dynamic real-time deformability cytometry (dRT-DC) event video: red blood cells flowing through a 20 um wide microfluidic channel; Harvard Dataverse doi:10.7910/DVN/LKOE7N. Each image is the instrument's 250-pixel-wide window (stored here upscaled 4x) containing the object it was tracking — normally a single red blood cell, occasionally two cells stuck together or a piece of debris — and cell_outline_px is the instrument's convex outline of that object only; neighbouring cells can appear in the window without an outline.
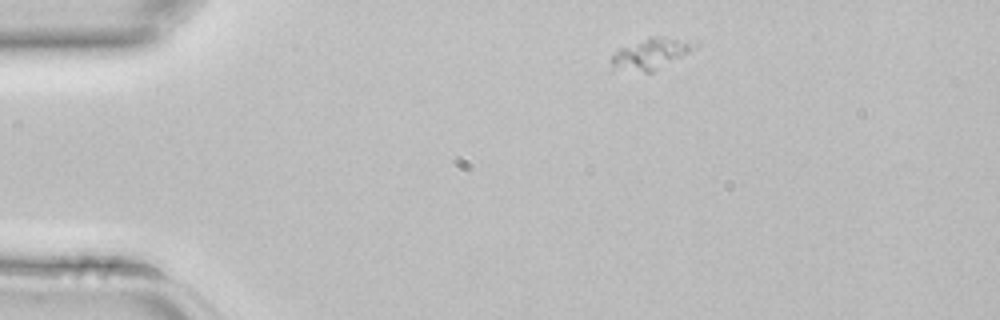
{"species": "common noctule bat (a hibernating species)", "species_latin": "Nyctalus noctula", "temperature_condition": "room temperature", "stored_images_in_passage": 2, "camera_frame_rate_fps": 3000, "um_per_image_px": 0.085, "animal": {"sex": "female", "body_mass_g": 22.7, "forearm_length_mm": 54.2}, "frame": {"image": 1, "passage_image": 1, "time_ms": 0.0, "image_size_px": [1000, 320], "cell_outline_px": [[700, 44], [688, 52], [652, 72], [612, 72], [612, 56], [620, 48], [648, 36], [660, 36], [684, 40]], "centroid_in_image_um": [55.22, 4.59], "position_along_channel_um": 29.8, "area_um2": 15.03}}